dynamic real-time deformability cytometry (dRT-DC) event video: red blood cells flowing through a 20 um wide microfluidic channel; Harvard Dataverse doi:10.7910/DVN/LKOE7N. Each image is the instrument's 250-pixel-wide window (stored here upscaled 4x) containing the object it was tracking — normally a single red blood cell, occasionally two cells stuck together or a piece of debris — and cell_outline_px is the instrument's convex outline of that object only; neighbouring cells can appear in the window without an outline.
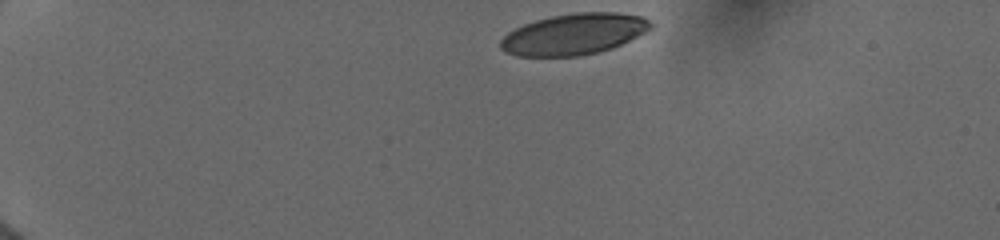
{"species": "human", "species_latin": "Homo sapiens", "temperature_condition": "cold", "stored_images_in_passage": 30, "camera_frame_rate_fps": 3000, "um_per_image_px": 0.085, "donor": {"sex": "female"}, "frame": {"image": 1, "passage_image": 1, "time_ms": 0.0, "image_size_px": [1000, 240], "cell_outline_px": [[652, 28], [648, 32], [612, 48], [580, 56], [516, 56], [504, 52], [500, 48], [500, 40], [508, 32], [524, 24], [536, 20], [552, 16], [576, 12], [616, 12], [644, 16], [652, 24]], "centroid_in_image_um": [48.8, 2.9], "position_along_channel_um": 36.2, "area_um2": 36.13}}
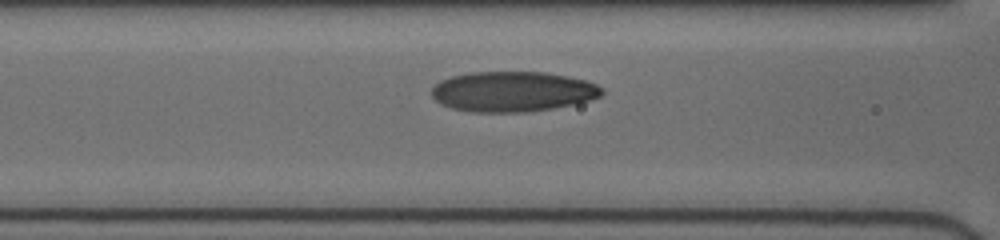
{"frame": {"image": 2, "passage_image": 22, "time_ms": 4.333, "image_size_px": [1000, 240], "cell_outline_px": [[604, 92], [600, 96], [592, 100], [552, 108], [524, 112], [472, 112], [452, 108], [440, 104], [432, 96], [432, 88], [440, 80], [452, 76], [472, 72], [544, 72], [568, 76], [584, 80], [596, 84], [604, 88]], "centroid_in_image_um": [43.58, 7.78], "position_along_channel_um": 123.0, "area_um2": 39.94}}
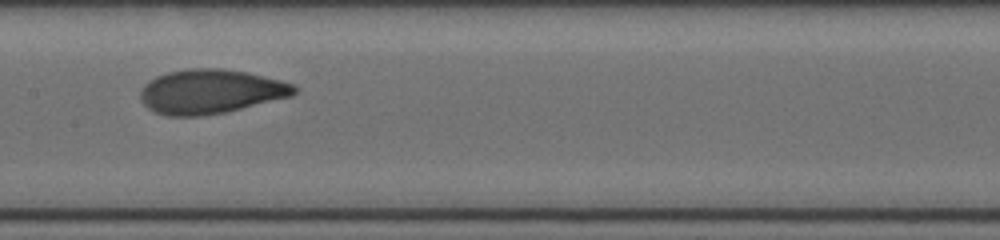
{"frame": {"image": 3, "passage_image": 29, "time_ms": 6.0, "image_size_px": [1000, 240], "cell_outline_px": [[296, 92], [292, 96], [224, 112], [200, 116], [168, 116], [156, 112], [148, 108], [140, 100], [140, 88], [148, 80], [156, 76], [168, 72], [188, 68], [224, 68], [248, 72], [296, 84]], "centroid_in_image_um": [17.88, 7.76], "position_along_channel_um": 189.5, "area_um2": 39.88}}